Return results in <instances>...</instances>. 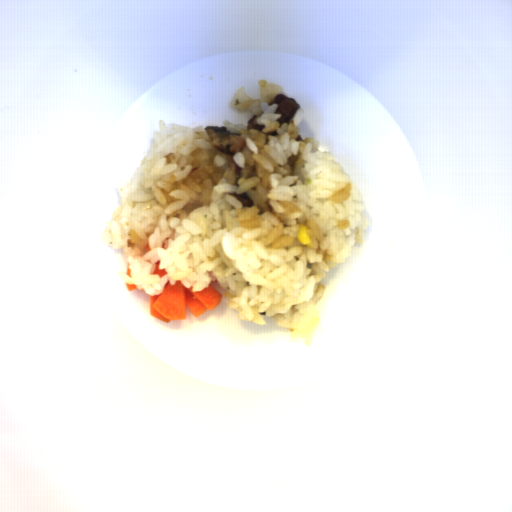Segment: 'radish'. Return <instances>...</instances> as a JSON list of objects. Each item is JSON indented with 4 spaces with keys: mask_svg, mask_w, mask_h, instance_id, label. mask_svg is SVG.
<instances>
[{
    "mask_svg": "<svg viewBox=\"0 0 512 512\" xmlns=\"http://www.w3.org/2000/svg\"><path fill=\"white\" fill-rule=\"evenodd\" d=\"M126 287H127L128 291H132V292L138 288L136 284H127V283H126Z\"/></svg>",
    "mask_w": 512,
    "mask_h": 512,
    "instance_id": "49b2ee8c",
    "label": "radish"
},
{
    "mask_svg": "<svg viewBox=\"0 0 512 512\" xmlns=\"http://www.w3.org/2000/svg\"><path fill=\"white\" fill-rule=\"evenodd\" d=\"M223 297L211 284L202 291H193L192 286L186 288L180 280L174 285L168 280L162 293L149 296L150 315L168 324L172 320H187V307L195 317L201 316L218 307Z\"/></svg>",
    "mask_w": 512,
    "mask_h": 512,
    "instance_id": "1f323893",
    "label": "radish"
},
{
    "mask_svg": "<svg viewBox=\"0 0 512 512\" xmlns=\"http://www.w3.org/2000/svg\"><path fill=\"white\" fill-rule=\"evenodd\" d=\"M159 262H160V260L155 262V264H154V271L151 274H158L159 277L161 278L165 274H167L168 271H166L165 268L164 269H159Z\"/></svg>",
    "mask_w": 512,
    "mask_h": 512,
    "instance_id": "8e3532e8",
    "label": "radish"
}]
</instances>
